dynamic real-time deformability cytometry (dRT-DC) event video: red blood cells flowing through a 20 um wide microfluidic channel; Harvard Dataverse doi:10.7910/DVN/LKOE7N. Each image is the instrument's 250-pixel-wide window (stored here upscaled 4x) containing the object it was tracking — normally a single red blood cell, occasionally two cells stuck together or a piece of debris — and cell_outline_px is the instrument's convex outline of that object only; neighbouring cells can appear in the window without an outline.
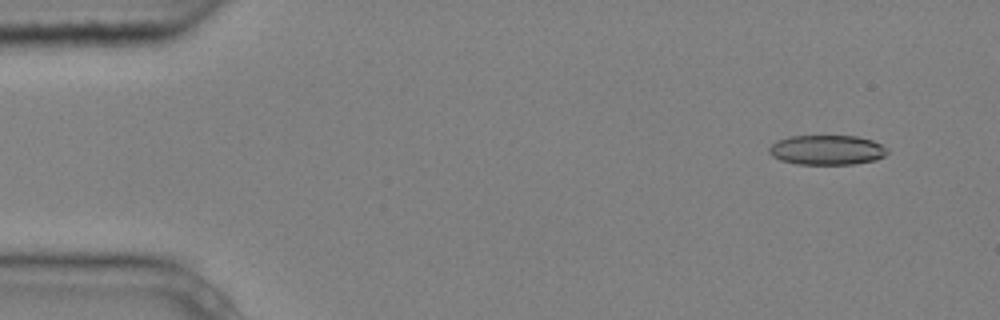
{"species": "common noctule bat (a hibernating species)", "species_latin": "Nyctalus noctula", "temperature_condition": "cold", "stored_images_in_passage": 5, "camera_frame_rate_fps": 3000, "um_per_image_px": 0.085, "animal": {"sex": "male", "body_mass_g": 20.4}, "frame": {"image": 1, "passage_image": 1, "time_ms": 0.0, "image_size_px": [1000, 320], "cell_outline_px": [[888, 152], [884, 156], [876, 160], [852, 164], [796, 164], [780, 160], [772, 156], [768, 152], [768, 148], [776, 140], [788, 136], [856, 136], [872, 140], [888, 148]], "centroid_in_image_um": [70.27, 12.74], "position_along_channel_um": 14.7, "area_um2": 20.63}}
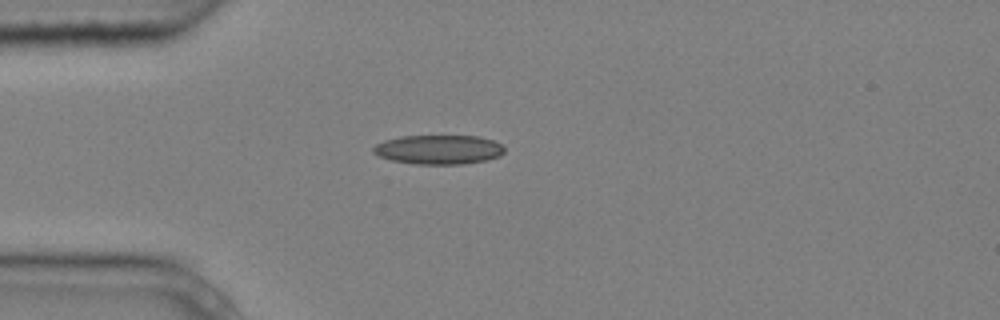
{"frame": {"image": 2, "passage_image": 4, "time_ms": 1.0, "image_size_px": [1000, 320], "cell_outline_px": [[504, 152], [500, 156], [488, 160], [464, 164], [416, 164], [392, 160], [380, 156], [372, 152], [372, 148], [376, 144], [384, 140], [400, 136], [480, 136], [492, 140], [500, 144], [504, 148]], "centroid_in_image_um": [37.29, 12.71], "position_along_channel_um": 47.7, "area_um2": 22.43}}